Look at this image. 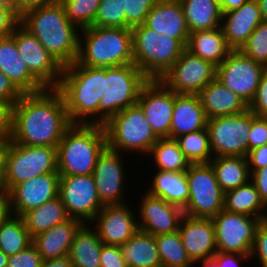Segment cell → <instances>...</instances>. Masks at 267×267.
<instances>
[{
    "label": "cell",
    "instance_id": "63",
    "mask_svg": "<svg viewBox=\"0 0 267 267\" xmlns=\"http://www.w3.org/2000/svg\"><path fill=\"white\" fill-rule=\"evenodd\" d=\"M0 191H4V183H3V159H0Z\"/></svg>",
    "mask_w": 267,
    "mask_h": 267
},
{
    "label": "cell",
    "instance_id": "24",
    "mask_svg": "<svg viewBox=\"0 0 267 267\" xmlns=\"http://www.w3.org/2000/svg\"><path fill=\"white\" fill-rule=\"evenodd\" d=\"M0 71L23 93H38L46 88L29 72L20 58L15 37H0Z\"/></svg>",
    "mask_w": 267,
    "mask_h": 267
},
{
    "label": "cell",
    "instance_id": "4",
    "mask_svg": "<svg viewBox=\"0 0 267 267\" xmlns=\"http://www.w3.org/2000/svg\"><path fill=\"white\" fill-rule=\"evenodd\" d=\"M80 35L79 65L111 68L134 64L131 28L91 26L81 29Z\"/></svg>",
    "mask_w": 267,
    "mask_h": 267
},
{
    "label": "cell",
    "instance_id": "25",
    "mask_svg": "<svg viewBox=\"0 0 267 267\" xmlns=\"http://www.w3.org/2000/svg\"><path fill=\"white\" fill-rule=\"evenodd\" d=\"M144 24L156 32L177 38L186 47L190 32L180 1L158 0Z\"/></svg>",
    "mask_w": 267,
    "mask_h": 267
},
{
    "label": "cell",
    "instance_id": "60",
    "mask_svg": "<svg viewBox=\"0 0 267 267\" xmlns=\"http://www.w3.org/2000/svg\"><path fill=\"white\" fill-rule=\"evenodd\" d=\"M261 15L264 21H267V0H257Z\"/></svg>",
    "mask_w": 267,
    "mask_h": 267
},
{
    "label": "cell",
    "instance_id": "26",
    "mask_svg": "<svg viewBox=\"0 0 267 267\" xmlns=\"http://www.w3.org/2000/svg\"><path fill=\"white\" fill-rule=\"evenodd\" d=\"M207 121L199 95L175 93L170 138L205 129Z\"/></svg>",
    "mask_w": 267,
    "mask_h": 267
},
{
    "label": "cell",
    "instance_id": "7",
    "mask_svg": "<svg viewBox=\"0 0 267 267\" xmlns=\"http://www.w3.org/2000/svg\"><path fill=\"white\" fill-rule=\"evenodd\" d=\"M49 173H58L57 147L26 146L8 140L3 154L6 192L17 184Z\"/></svg>",
    "mask_w": 267,
    "mask_h": 267
},
{
    "label": "cell",
    "instance_id": "1",
    "mask_svg": "<svg viewBox=\"0 0 267 267\" xmlns=\"http://www.w3.org/2000/svg\"><path fill=\"white\" fill-rule=\"evenodd\" d=\"M72 125L62 94L56 88L23 94L13 106L11 142L57 147Z\"/></svg>",
    "mask_w": 267,
    "mask_h": 267
},
{
    "label": "cell",
    "instance_id": "20",
    "mask_svg": "<svg viewBox=\"0 0 267 267\" xmlns=\"http://www.w3.org/2000/svg\"><path fill=\"white\" fill-rule=\"evenodd\" d=\"M133 212L126 203L102 207L91 223L103 244L122 246L139 230Z\"/></svg>",
    "mask_w": 267,
    "mask_h": 267
},
{
    "label": "cell",
    "instance_id": "39",
    "mask_svg": "<svg viewBox=\"0 0 267 267\" xmlns=\"http://www.w3.org/2000/svg\"><path fill=\"white\" fill-rule=\"evenodd\" d=\"M162 267H192L179 232L155 236Z\"/></svg>",
    "mask_w": 267,
    "mask_h": 267
},
{
    "label": "cell",
    "instance_id": "23",
    "mask_svg": "<svg viewBox=\"0 0 267 267\" xmlns=\"http://www.w3.org/2000/svg\"><path fill=\"white\" fill-rule=\"evenodd\" d=\"M262 21L257 0H247L240 8L222 13L221 29L228 46L239 50Z\"/></svg>",
    "mask_w": 267,
    "mask_h": 267
},
{
    "label": "cell",
    "instance_id": "52",
    "mask_svg": "<svg viewBox=\"0 0 267 267\" xmlns=\"http://www.w3.org/2000/svg\"><path fill=\"white\" fill-rule=\"evenodd\" d=\"M19 21L20 18L10 7L0 5V37L11 34Z\"/></svg>",
    "mask_w": 267,
    "mask_h": 267
},
{
    "label": "cell",
    "instance_id": "13",
    "mask_svg": "<svg viewBox=\"0 0 267 267\" xmlns=\"http://www.w3.org/2000/svg\"><path fill=\"white\" fill-rule=\"evenodd\" d=\"M11 34L15 37L20 58L26 64L29 72L45 88H57L63 67L20 22L14 27Z\"/></svg>",
    "mask_w": 267,
    "mask_h": 267
},
{
    "label": "cell",
    "instance_id": "44",
    "mask_svg": "<svg viewBox=\"0 0 267 267\" xmlns=\"http://www.w3.org/2000/svg\"><path fill=\"white\" fill-rule=\"evenodd\" d=\"M158 0H123L125 28L144 24L146 16Z\"/></svg>",
    "mask_w": 267,
    "mask_h": 267
},
{
    "label": "cell",
    "instance_id": "64",
    "mask_svg": "<svg viewBox=\"0 0 267 267\" xmlns=\"http://www.w3.org/2000/svg\"><path fill=\"white\" fill-rule=\"evenodd\" d=\"M0 5L10 7L14 11V0H0Z\"/></svg>",
    "mask_w": 267,
    "mask_h": 267
},
{
    "label": "cell",
    "instance_id": "42",
    "mask_svg": "<svg viewBox=\"0 0 267 267\" xmlns=\"http://www.w3.org/2000/svg\"><path fill=\"white\" fill-rule=\"evenodd\" d=\"M239 51L267 68V21H262Z\"/></svg>",
    "mask_w": 267,
    "mask_h": 267
},
{
    "label": "cell",
    "instance_id": "18",
    "mask_svg": "<svg viewBox=\"0 0 267 267\" xmlns=\"http://www.w3.org/2000/svg\"><path fill=\"white\" fill-rule=\"evenodd\" d=\"M122 154L106 146L98 156L92 175L103 206L126 203L123 197L126 176Z\"/></svg>",
    "mask_w": 267,
    "mask_h": 267
},
{
    "label": "cell",
    "instance_id": "29",
    "mask_svg": "<svg viewBox=\"0 0 267 267\" xmlns=\"http://www.w3.org/2000/svg\"><path fill=\"white\" fill-rule=\"evenodd\" d=\"M186 50L214 66L225 61L232 49L228 46L220 28L192 32L189 35Z\"/></svg>",
    "mask_w": 267,
    "mask_h": 267
},
{
    "label": "cell",
    "instance_id": "33",
    "mask_svg": "<svg viewBox=\"0 0 267 267\" xmlns=\"http://www.w3.org/2000/svg\"><path fill=\"white\" fill-rule=\"evenodd\" d=\"M209 163L214 169L217 182L224 194L248 183L251 179L247 157H213Z\"/></svg>",
    "mask_w": 267,
    "mask_h": 267
},
{
    "label": "cell",
    "instance_id": "53",
    "mask_svg": "<svg viewBox=\"0 0 267 267\" xmlns=\"http://www.w3.org/2000/svg\"><path fill=\"white\" fill-rule=\"evenodd\" d=\"M13 104L0 99V135H11Z\"/></svg>",
    "mask_w": 267,
    "mask_h": 267
},
{
    "label": "cell",
    "instance_id": "56",
    "mask_svg": "<svg viewBox=\"0 0 267 267\" xmlns=\"http://www.w3.org/2000/svg\"><path fill=\"white\" fill-rule=\"evenodd\" d=\"M251 181L255 184L261 200L267 206V166L255 170L251 174Z\"/></svg>",
    "mask_w": 267,
    "mask_h": 267
},
{
    "label": "cell",
    "instance_id": "36",
    "mask_svg": "<svg viewBox=\"0 0 267 267\" xmlns=\"http://www.w3.org/2000/svg\"><path fill=\"white\" fill-rule=\"evenodd\" d=\"M22 218L29 235L34 237L67 220L69 216L61 197L58 195L41 206L26 212Z\"/></svg>",
    "mask_w": 267,
    "mask_h": 267
},
{
    "label": "cell",
    "instance_id": "34",
    "mask_svg": "<svg viewBox=\"0 0 267 267\" xmlns=\"http://www.w3.org/2000/svg\"><path fill=\"white\" fill-rule=\"evenodd\" d=\"M190 33L221 27L222 12L217 0H181Z\"/></svg>",
    "mask_w": 267,
    "mask_h": 267
},
{
    "label": "cell",
    "instance_id": "57",
    "mask_svg": "<svg viewBox=\"0 0 267 267\" xmlns=\"http://www.w3.org/2000/svg\"><path fill=\"white\" fill-rule=\"evenodd\" d=\"M11 215L8 192L0 191V225Z\"/></svg>",
    "mask_w": 267,
    "mask_h": 267
},
{
    "label": "cell",
    "instance_id": "41",
    "mask_svg": "<svg viewBox=\"0 0 267 267\" xmlns=\"http://www.w3.org/2000/svg\"><path fill=\"white\" fill-rule=\"evenodd\" d=\"M67 19L80 30L93 26L100 0H59Z\"/></svg>",
    "mask_w": 267,
    "mask_h": 267
},
{
    "label": "cell",
    "instance_id": "28",
    "mask_svg": "<svg viewBox=\"0 0 267 267\" xmlns=\"http://www.w3.org/2000/svg\"><path fill=\"white\" fill-rule=\"evenodd\" d=\"M207 118L245 112L249 105L216 78L199 92Z\"/></svg>",
    "mask_w": 267,
    "mask_h": 267
},
{
    "label": "cell",
    "instance_id": "58",
    "mask_svg": "<svg viewBox=\"0 0 267 267\" xmlns=\"http://www.w3.org/2000/svg\"><path fill=\"white\" fill-rule=\"evenodd\" d=\"M41 267H73L69 256L43 260Z\"/></svg>",
    "mask_w": 267,
    "mask_h": 267
},
{
    "label": "cell",
    "instance_id": "9",
    "mask_svg": "<svg viewBox=\"0 0 267 267\" xmlns=\"http://www.w3.org/2000/svg\"><path fill=\"white\" fill-rule=\"evenodd\" d=\"M104 127L107 146L118 152L135 150L149 156L151 147L159 139L137 103L113 115Z\"/></svg>",
    "mask_w": 267,
    "mask_h": 267
},
{
    "label": "cell",
    "instance_id": "12",
    "mask_svg": "<svg viewBox=\"0 0 267 267\" xmlns=\"http://www.w3.org/2000/svg\"><path fill=\"white\" fill-rule=\"evenodd\" d=\"M260 221L245 214L220 211L212 218L217 251L251 255Z\"/></svg>",
    "mask_w": 267,
    "mask_h": 267
},
{
    "label": "cell",
    "instance_id": "10",
    "mask_svg": "<svg viewBox=\"0 0 267 267\" xmlns=\"http://www.w3.org/2000/svg\"><path fill=\"white\" fill-rule=\"evenodd\" d=\"M189 200L184 215L213 218L224 209L222 192L210 163L191 164L186 171Z\"/></svg>",
    "mask_w": 267,
    "mask_h": 267
},
{
    "label": "cell",
    "instance_id": "30",
    "mask_svg": "<svg viewBox=\"0 0 267 267\" xmlns=\"http://www.w3.org/2000/svg\"><path fill=\"white\" fill-rule=\"evenodd\" d=\"M152 186L147 192L175 205L182 210L186 208L189 200V189L186 172H171L158 170L153 179Z\"/></svg>",
    "mask_w": 267,
    "mask_h": 267
},
{
    "label": "cell",
    "instance_id": "3",
    "mask_svg": "<svg viewBox=\"0 0 267 267\" xmlns=\"http://www.w3.org/2000/svg\"><path fill=\"white\" fill-rule=\"evenodd\" d=\"M56 89L63 96L72 124H99V102L105 90L104 68L74 62L63 67Z\"/></svg>",
    "mask_w": 267,
    "mask_h": 267
},
{
    "label": "cell",
    "instance_id": "6",
    "mask_svg": "<svg viewBox=\"0 0 267 267\" xmlns=\"http://www.w3.org/2000/svg\"><path fill=\"white\" fill-rule=\"evenodd\" d=\"M133 63L149 80H160L186 47L170 35L156 32L145 24L131 28Z\"/></svg>",
    "mask_w": 267,
    "mask_h": 267
},
{
    "label": "cell",
    "instance_id": "8",
    "mask_svg": "<svg viewBox=\"0 0 267 267\" xmlns=\"http://www.w3.org/2000/svg\"><path fill=\"white\" fill-rule=\"evenodd\" d=\"M148 81L135 64L104 68L105 90L99 102V125L136 104L142 87Z\"/></svg>",
    "mask_w": 267,
    "mask_h": 267
},
{
    "label": "cell",
    "instance_id": "45",
    "mask_svg": "<svg viewBox=\"0 0 267 267\" xmlns=\"http://www.w3.org/2000/svg\"><path fill=\"white\" fill-rule=\"evenodd\" d=\"M42 256L31 244L26 249L8 257L7 267H41Z\"/></svg>",
    "mask_w": 267,
    "mask_h": 267
},
{
    "label": "cell",
    "instance_id": "47",
    "mask_svg": "<svg viewBox=\"0 0 267 267\" xmlns=\"http://www.w3.org/2000/svg\"><path fill=\"white\" fill-rule=\"evenodd\" d=\"M248 137V153L254 148L267 144V117H260L252 113V124Z\"/></svg>",
    "mask_w": 267,
    "mask_h": 267
},
{
    "label": "cell",
    "instance_id": "35",
    "mask_svg": "<svg viewBox=\"0 0 267 267\" xmlns=\"http://www.w3.org/2000/svg\"><path fill=\"white\" fill-rule=\"evenodd\" d=\"M224 209L263 220L267 206L261 200L255 184L250 180L224 194Z\"/></svg>",
    "mask_w": 267,
    "mask_h": 267
},
{
    "label": "cell",
    "instance_id": "46",
    "mask_svg": "<svg viewBox=\"0 0 267 267\" xmlns=\"http://www.w3.org/2000/svg\"><path fill=\"white\" fill-rule=\"evenodd\" d=\"M251 255H242L239 253L219 252L217 251L212 259L193 262V265L202 262V267H239L240 260L251 259Z\"/></svg>",
    "mask_w": 267,
    "mask_h": 267
},
{
    "label": "cell",
    "instance_id": "49",
    "mask_svg": "<svg viewBox=\"0 0 267 267\" xmlns=\"http://www.w3.org/2000/svg\"><path fill=\"white\" fill-rule=\"evenodd\" d=\"M249 110L260 117H267V68L262 73L259 86Z\"/></svg>",
    "mask_w": 267,
    "mask_h": 267
},
{
    "label": "cell",
    "instance_id": "19",
    "mask_svg": "<svg viewBox=\"0 0 267 267\" xmlns=\"http://www.w3.org/2000/svg\"><path fill=\"white\" fill-rule=\"evenodd\" d=\"M59 181V173H49L13 186L8 191L11 214L22 217L26 212L57 197Z\"/></svg>",
    "mask_w": 267,
    "mask_h": 267
},
{
    "label": "cell",
    "instance_id": "65",
    "mask_svg": "<svg viewBox=\"0 0 267 267\" xmlns=\"http://www.w3.org/2000/svg\"><path fill=\"white\" fill-rule=\"evenodd\" d=\"M263 221L267 224V212L264 215Z\"/></svg>",
    "mask_w": 267,
    "mask_h": 267
},
{
    "label": "cell",
    "instance_id": "32",
    "mask_svg": "<svg viewBox=\"0 0 267 267\" xmlns=\"http://www.w3.org/2000/svg\"><path fill=\"white\" fill-rule=\"evenodd\" d=\"M103 242L97 231L83 224L74 236L68 256L73 267H100Z\"/></svg>",
    "mask_w": 267,
    "mask_h": 267
},
{
    "label": "cell",
    "instance_id": "61",
    "mask_svg": "<svg viewBox=\"0 0 267 267\" xmlns=\"http://www.w3.org/2000/svg\"><path fill=\"white\" fill-rule=\"evenodd\" d=\"M10 135H0V159H3L4 150Z\"/></svg>",
    "mask_w": 267,
    "mask_h": 267
},
{
    "label": "cell",
    "instance_id": "27",
    "mask_svg": "<svg viewBox=\"0 0 267 267\" xmlns=\"http://www.w3.org/2000/svg\"><path fill=\"white\" fill-rule=\"evenodd\" d=\"M82 225L81 221L69 217L32 237V244L43 260L68 256L74 236Z\"/></svg>",
    "mask_w": 267,
    "mask_h": 267
},
{
    "label": "cell",
    "instance_id": "55",
    "mask_svg": "<svg viewBox=\"0 0 267 267\" xmlns=\"http://www.w3.org/2000/svg\"><path fill=\"white\" fill-rule=\"evenodd\" d=\"M56 2L59 0H14V13L20 18L27 11Z\"/></svg>",
    "mask_w": 267,
    "mask_h": 267
},
{
    "label": "cell",
    "instance_id": "31",
    "mask_svg": "<svg viewBox=\"0 0 267 267\" xmlns=\"http://www.w3.org/2000/svg\"><path fill=\"white\" fill-rule=\"evenodd\" d=\"M128 267H162L155 236L138 230L120 246Z\"/></svg>",
    "mask_w": 267,
    "mask_h": 267
},
{
    "label": "cell",
    "instance_id": "50",
    "mask_svg": "<svg viewBox=\"0 0 267 267\" xmlns=\"http://www.w3.org/2000/svg\"><path fill=\"white\" fill-rule=\"evenodd\" d=\"M100 267H128L120 246L103 244L100 254Z\"/></svg>",
    "mask_w": 267,
    "mask_h": 267
},
{
    "label": "cell",
    "instance_id": "21",
    "mask_svg": "<svg viewBox=\"0 0 267 267\" xmlns=\"http://www.w3.org/2000/svg\"><path fill=\"white\" fill-rule=\"evenodd\" d=\"M141 205L137 220L140 230L154 236L177 232L184 211L159 197H154L146 192L141 197Z\"/></svg>",
    "mask_w": 267,
    "mask_h": 267
},
{
    "label": "cell",
    "instance_id": "11",
    "mask_svg": "<svg viewBox=\"0 0 267 267\" xmlns=\"http://www.w3.org/2000/svg\"><path fill=\"white\" fill-rule=\"evenodd\" d=\"M252 124V112L222 115L209 118L206 129L214 157L248 155V135Z\"/></svg>",
    "mask_w": 267,
    "mask_h": 267
},
{
    "label": "cell",
    "instance_id": "22",
    "mask_svg": "<svg viewBox=\"0 0 267 267\" xmlns=\"http://www.w3.org/2000/svg\"><path fill=\"white\" fill-rule=\"evenodd\" d=\"M178 232L192 262L212 259L217 252L212 218H194L184 215Z\"/></svg>",
    "mask_w": 267,
    "mask_h": 267
},
{
    "label": "cell",
    "instance_id": "54",
    "mask_svg": "<svg viewBox=\"0 0 267 267\" xmlns=\"http://www.w3.org/2000/svg\"><path fill=\"white\" fill-rule=\"evenodd\" d=\"M250 173L267 166V144L254 148L247 155Z\"/></svg>",
    "mask_w": 267,
    "mask_h": 267
},
{
    "label": "cell",
    "instance_id": "48",
    "mask_svg": "<svg viewBox=\"0 0 267 267\" xmlns=\"http://www.w3.org/2000/svg\"><path fill=\"white\" fill-rule=\"evenodd\" d=\"M250 257L258 258L261 267H267V224L263 220L258 224Z\"/></svg>",
    "mask_w": 267,
    "mask_h": 267
},
{
    "label": "cell",
    "instance_id": "51",
    "mask_svg": "<svg viewBox=\"0 0 267 267\" xmlns=\"http://www.w3.org/2000/svg\"><path fill=\"white\" fill-rule=\"evenodd\" d=\"M23 93L12 83V81L0 71V99L15 105Z\"/></svg>",
    "mask_w": 267,
    "mask_h": 267
},
{
    "label": "cell",
    "instance_id": "38",
    "mask_svg": "<svg viewBox=\"0 0 267 267\" xmlns=\"http://www.w3.org/2000/svg\"><path fill=\"white\" fill-rule=\"evenodd\" d=\"M32 244V237L22 217L10 215L0 225V250L7 256L14 255Z\"/></svg>",
    "mask_w": 267,
    "mask_h": 267
},
{
    "label": "cell",
    "instance_id": "17",
    "mask_svg": "<svg viewBox=\"0 0 267 267\" xmlns=\"http://www.w3.org/2000/svg\"><path fill=\"white\" fill-rule=\"evenodd\" d=\"M175 92L160 80H149L141 89L137 104L158 138H170Z\"/></svg>",
    "mask_w": 267,
    "mask_h": 267
},
{
    "label": "cell",
    "instance_id": "62",
    "mask_svg": "<svg viewBox=\"0 0 267 267\" xmlns=\"http://www.w3.org/2000/svg\"><path fill=\"white\" fill-rule=\"evenodd\" d=\"M8 257L9 256L0 250V267H7Z\"/></svg>",
    "mask_w": 267,
    "mask_h": 267
},
{
    "label": "cell",
    "instance_id": "43",
    "mask_svg": "<svg viewBox=\"0 0 267 267\" xmlns=\"http://www.w3.org/2000/svg\"><path fill=\"white\" fill-rule=\"evenodd\" d=\"M93 26L125 28L123 0H100Z\"/></svg>",
    "mask_w": 267,
    "mask_h": 267
},
{
    "label": "cell",
    "instance_id": "40",
    "mask_svg": "<svg viewBox=\"0 0 267 267\" xmlns=\"http://www.w3.org/2000/svg\"><path fill=\"white\" fill-rule=\"evenodd\" d=\"M191 164L209 163L213 154L207 129H201L175 138Z\"/></svg>",
    "mask_w": 267,
    "mask_h": 267
},
{
    "label": "cell",
    "instance_id": "5",
    "mask_svg": "<svg viewBox=\"0 0 267 267\" xmlns=\"http://www.w3.org/2000/svg\"><path fill=\"white\" fill-rule=\"evenodd\" d=\"M107 146L104 125L72 124L57 146L60 176L93 173L99 154Z\"/></svg>",
    "mask_w": 267,
    "mask_h": 267
},
{
    "label": "cell",
    "instance_id": "37",
    "mask_svg": "<svg viewBox=\"0 0 267 267\" xmlns=\"http://www.w3.org/2000/svg\"><path fill=\"white\" fill-rule=\"evenodd\" d=\"M148 154L154 157L156 168L160 171L186 172L191 165L178 142L172 138H159Z\"/></svg>",
    "mask_w": 267,
    "mask_h": 267
},
{
    "label": "cell",
    "instance_id": "16",
    "mask_svg": "<svg viewBox=\"0 0 267 267\" xmlns=\"http://www.w3.org/2000/svg\"><path fill=\"white\" fill-rule=\"evenodd\" d=\"M216 78V66L184 50L160 81L178 94H199Z\"/></svg>",
    "mask_w": 267,
    "mask_h": 267
},
{
    "label": "cell",
    "instance_id": "14",
    "mask_svg": "<svg viewBox=\"0 0 267 267\" xmlns=\"http://www.w3.org/2000/svg\"><path fill=\"white\" fill-rule=\"evenodd\" d=\"M265 69L263 64L246 57L239 50H232L216 67V79L250 105Z\"/></svg>",
    "mask_w": 267,
    "mask_h": 267
},
{
    "label": "cell",
    "instance_id": "59",
    "mask_svg": "<svg viewBox=\"0 0 267 267\" xmlns=\"http://www.w3.org/2000/svg\"><path fill=\"white\" fill-rule=\"evenodd\" d=\"M246 1L247 0H217L222 13L240 8Z\"/></svg>",
    "mask_w": 267,
    "mask_h": 267
},
{
    "label": "cell",
    "instance_id": "2",
    "mask_svg": "<svg viewBox=\"0 0 267 267\" xmlns=\"http://www.w3.org/2000/svg\"><path fill=\"white\" fill-rule=\"evenodd\" d=\"M19 22L62 67L76 62L80 29L67 19L60 2L27 11Z\"/></svg>",
    "mask_w": 267,
    "mask_h": 267
},
{
    "label": "cell",
    "instance_id": "15",
    "mask_svg": "<svg viewBox=\"0 0 267 267\" xmlns=\"http://www.w3.org/2000/svg\"><path fill=\"white\" fill-rule=\"evenodd\" d=\"M59 196L68 216L83 224H91L103 207L92 174L60 176Z\"/></svg>",
    "mask_w": 267,
    "mask_h": 267
}]
</instances>
